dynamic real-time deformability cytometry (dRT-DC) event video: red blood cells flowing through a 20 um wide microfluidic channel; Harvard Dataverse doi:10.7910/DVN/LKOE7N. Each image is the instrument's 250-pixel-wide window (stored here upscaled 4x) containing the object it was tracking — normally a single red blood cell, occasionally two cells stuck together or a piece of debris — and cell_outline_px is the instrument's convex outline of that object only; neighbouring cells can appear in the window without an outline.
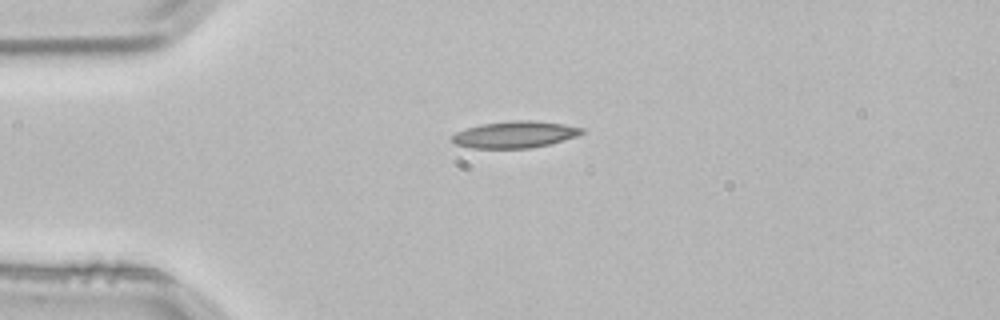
{"species": "common noctule bat (a hibernating species)", "species_latin": "Nyctalus noctula", "temperature_condition": "room temperature", "stored_images_in_passage": 2, "camera_frame_rate_fps": 3000, "um_per_image_px": 0.085, "animal": {"sex": "male", "body_mass_g": 21.5, "forearm_length_mm": 52.0}, "frame": {"image": 1, "passage_image": 2, "time_ms": 0.333, "image_size_px": [1000, 320], "cell_outline_px": [[584, 132], [576, 136], [548, 144], [532, 148], [472, 148], [456, 144], [452, 140], [452, 136], [456, 132], [480, 124], [512, 120], [532, 120], [564, 124], [584, 128]], "centroid_in_image_um": [43.77, 11.43], "position_along_channel_um": 41.2, "area_um2": 20.06}}